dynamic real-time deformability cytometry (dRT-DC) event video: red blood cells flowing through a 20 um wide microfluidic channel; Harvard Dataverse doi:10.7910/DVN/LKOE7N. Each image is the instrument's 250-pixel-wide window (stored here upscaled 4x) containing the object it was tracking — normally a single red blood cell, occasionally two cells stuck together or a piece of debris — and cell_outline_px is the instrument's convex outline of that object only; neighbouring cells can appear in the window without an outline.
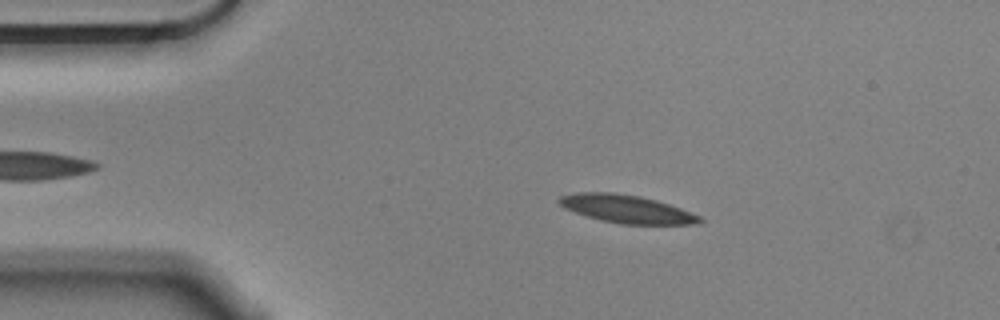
{"species": "Egyptian fruit bat (a non-hibernating species)", "species_latin": "Rousettus aegyptiacus", "temperature_condition": "cold", "stored_images_in_passage": 47, "camera_frame_rate_fps": 3000, "um_per_image_px": 0.085, "animal": {"sex": "male"}, "frame": {"image": 1, "passage_image": 9, "time_ms": 2.667, "image_size_px": [1000, 320], "cell_outline_px": [[704, 220], [700, 224], [620, 224], [600, 220], [564, 208], [556, 200], [560, 196], [576, 192], [616, 192], [640, 196], [656, 200], [680, 208], [700, 216]], "centroid_in_image_um": [53.25, 17.76], "position_along_channel_um": 31.7, "area_um2": 22.95}}
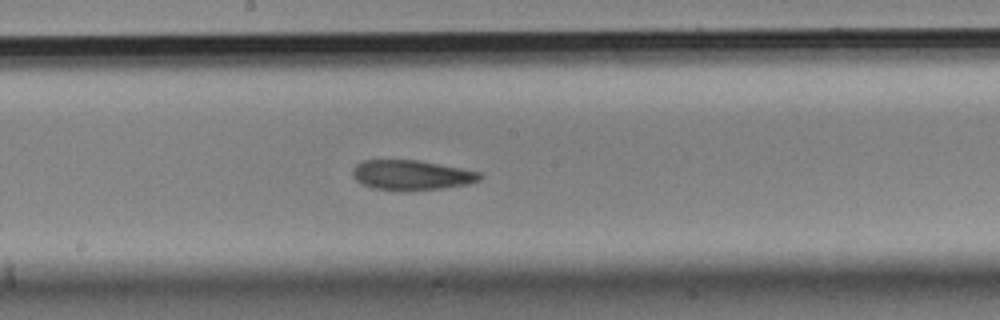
{"frame": {"image": 2, "passage_image": 28, "time_ms": 9.0, "image_size_px": [1000, 320], "cell_outline_px": [[484, 176], [480, 180], [468, 184], [444, 188], [408, 192], [400, 192], [372, 188], [360, 184], [352, 176], [352, 168], [356, 164], [364, 160], [420, 160], [480, 172]], "centroid_in_image_um": [34.95, 14.9], "position_along_channel_um": 213.2, "area_um2": 22.77}}
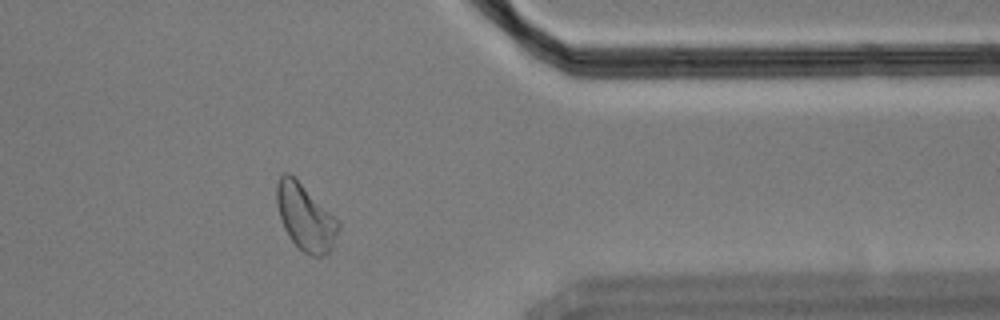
{"frame": {"image": 3, "passage_image": 44, "time_ms": 14.333, "image_size_px": [1000, 320], "cell_outline_px": [[340, 228], [332, 248], [328, 252], [320, 256], [312, 256], [304, 252], [288, 236], [284, 228], [280, 216], [276, 200], [276, 184], [280, 176], [284, 172], [288, 172], [340, 220]], "centroid_in_image_um": [25.97, 18.47], "position_along_channel_um": 385.4, "area_um2": 23.64}, "authors_computed_cell_mechanics": {"area_um2": 22.5998, "velocity_mm_per_s": 3.5332, "shape_relaxation_time_tau1_ms": 8.0997, "shape_relaxation_time_tau2_ms": 4.0726, "deformation_change_tau1": 0.1489, "deformation_change_tau2": 0.1174}}